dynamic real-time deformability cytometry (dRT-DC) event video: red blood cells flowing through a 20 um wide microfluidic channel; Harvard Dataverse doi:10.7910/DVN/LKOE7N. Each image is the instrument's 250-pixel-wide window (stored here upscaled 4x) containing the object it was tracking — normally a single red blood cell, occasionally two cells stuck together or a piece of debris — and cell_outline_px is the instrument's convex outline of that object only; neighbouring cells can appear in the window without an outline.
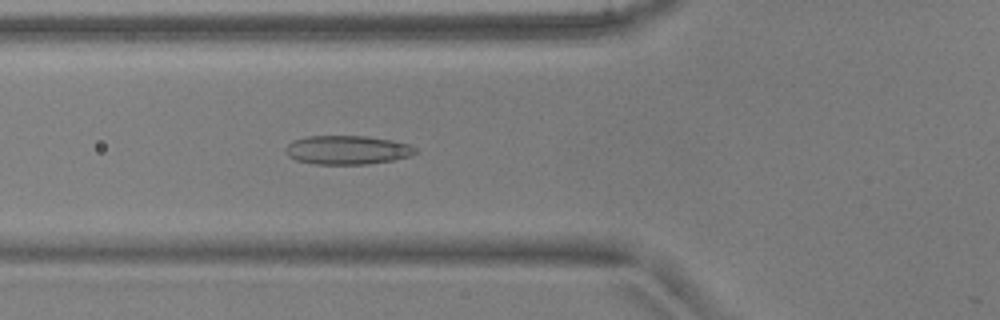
{"species": "common noctule bat (a hibernating species)", "species_latin": "Nyctalus noctula", "temperature_condition": "warm", "stored_images_in_passage": 52, "camera_frame_rate_fps": 3000, "um_per_image_px": 0.085, "animal": {"sex": "male", "body_mass_g": 17.9, "forearm_length_mm": 54.2}, "frame": {"image": 1, "passage_image": 19, "time_ms": 6.0, "image_size_px": [1000, 320], "cell_outline_px": [[416, 152], [412, 156], [392, 160], [368, 164], [316, 164], [296, 160], [288, 156], [284, 148], [292, 140], [308, 136], [368, 136], [392, 140], [408, 144], [416, 148]], "centroid_in_image_um": [29.51, 12.74], "position_along_channel_um": 96.3, "area_um2": 21.91}}
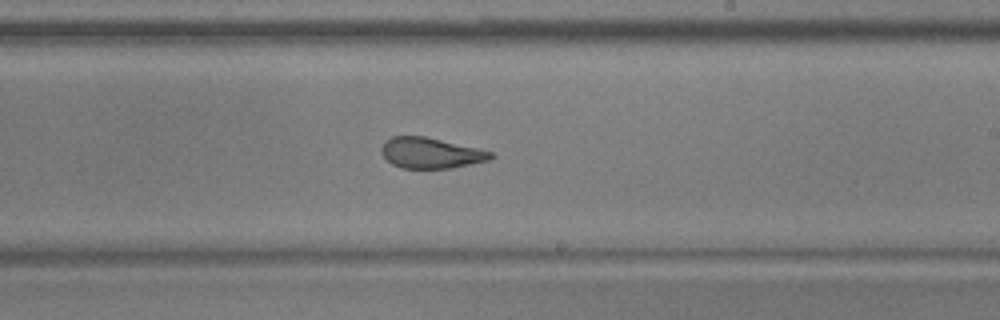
{"frame": {"image": 2, "passage_image": 31, "time_ms": 10.0, "image_size_px": [1000, 320], "cell_outline_px": [[496, 156], [488, 160], [472, 164], [452, 168], [400, 168], [392, 164], [380, 152], [380, 148], [392, 136], [424, 136], [480, 148], [492, 152]], "centroid_in_image_um": [36.65, 13.01], "position_along_channel_um": 252.4, "area_um2": 19.59}}
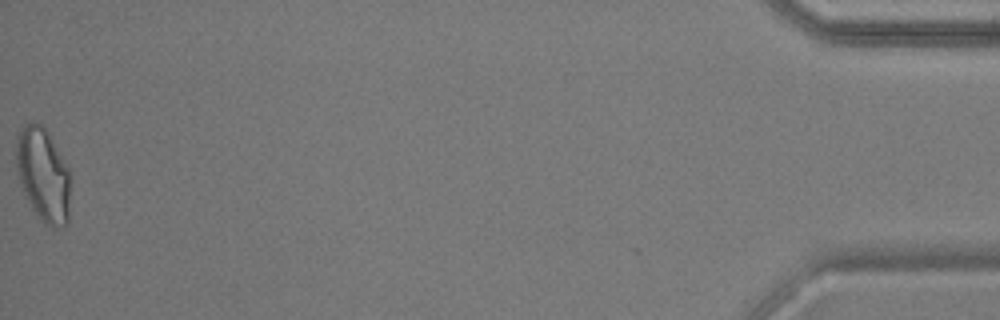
{"frame": {"image": 3, "passage_image": 52, "time_ms": 17.0, "image_size_px": [1000, 320], "cell_outline_px": [[68, 224], [60, 228], [52, 228], [44, 224], [36, 216], [20, 184], [16, 164], [16, 136], [24, 124], [32, 120], [40, 124], [44, 128], [68, 168]], "centroid_in_image_um": [3.63, 14.88], "position_along_channel_um": 431.6, "area_um2": 29.25}, "authors_computed_cell_mechanics": {"area_um2": 22.4264, "velocity_mm_per_s": 3.8878, "shape_relaxation_time_tau1_ms": null, "shape_relaxation_time_tau2_ms": 1.4159, "deformation_change_tau1": null, "deformation_change_tau2": 0.0867}}